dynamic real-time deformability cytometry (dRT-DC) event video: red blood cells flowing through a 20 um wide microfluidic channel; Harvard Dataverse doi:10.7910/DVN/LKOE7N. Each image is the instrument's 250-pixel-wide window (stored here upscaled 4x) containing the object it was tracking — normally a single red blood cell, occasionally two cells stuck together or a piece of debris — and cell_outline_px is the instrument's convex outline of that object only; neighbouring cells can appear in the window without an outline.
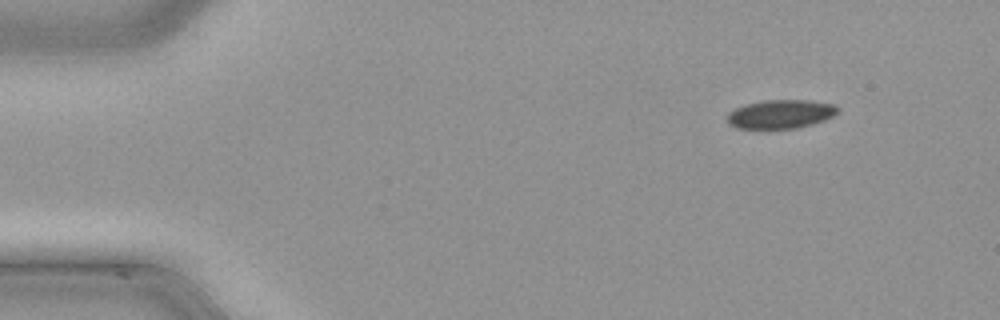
{"species": "common noctule bat (a hibernating species)", "species_latin": "Nyctalus noctula", "temperature_condition": "cold", "stored_images_in_passage": 49, "camera_frame_rate_fps": 3000, "um_per_image_px": 0.085, "animal": {"sex": "male", "body_mass_g": 21.5, "forearm_length_mm": 52.0}, "frame": {"image": 1, "passage_image": 6, "time_ms": 1.667, "image_size_px": [1000, 320], "cell_outline_px": [[840, 108], [832, 116], [824, 120], [796, 128], [736, 128], [728, 124], [728, 112], [736, 108], [748, 104], [764, 100], [808, 100], [836, 104]], "centroid_in_image_um": [66.36, 9.69], "position_along_channel_um": 18.6, "area_um2": 18.32}}
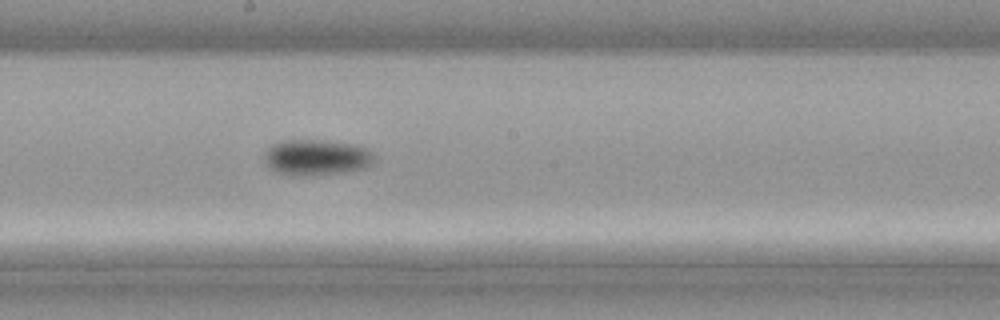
{"frame": {"image": 2, "passage_image": 27, "time_ms": 8.667, "image_size_px": [1000, 320], "cell_outline_px": [[372, 164], [364, 168], [344, 172], [316, 176], [292, 176], [276, 172], [268, 168], [264, 164], [264, 152], [272, 144], [280, 140], [324, 140], [352, 144], [368, 148], [372, 156]], "centroid_in_image_um": [26.82, 13.39], "position_along_channel_um": 221.4, "area_um2": 23.35}}
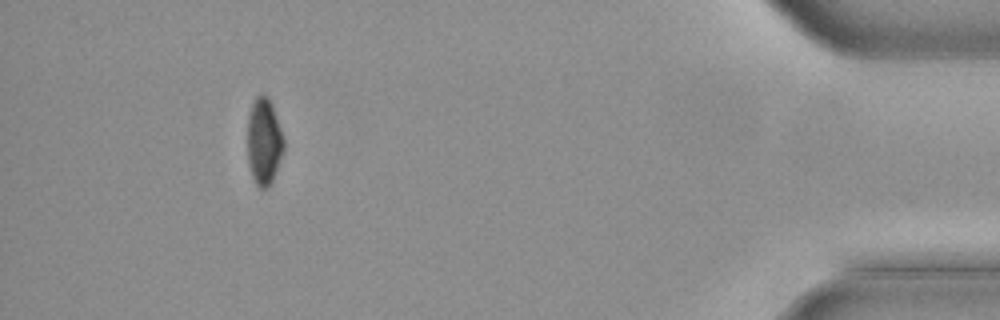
{"frame": {"image": 3, "passage_image": 45, "time_ms": 14.667, "image_size_px": [1000, 320], "cell_outline_px": [[284, 148], [272, 180], [268, 188], [260, 188], [256, 184], [252, 176], [248, 164], [248, 116], [252, 104], [256, 96], [260, 92], [264, 92], [268, 96], [272, 104], [284, 140]], "centroid_in_image_um": [22.42, 11.98], "position_along_channel_um": 412.8, "area_um2": 18.26}}